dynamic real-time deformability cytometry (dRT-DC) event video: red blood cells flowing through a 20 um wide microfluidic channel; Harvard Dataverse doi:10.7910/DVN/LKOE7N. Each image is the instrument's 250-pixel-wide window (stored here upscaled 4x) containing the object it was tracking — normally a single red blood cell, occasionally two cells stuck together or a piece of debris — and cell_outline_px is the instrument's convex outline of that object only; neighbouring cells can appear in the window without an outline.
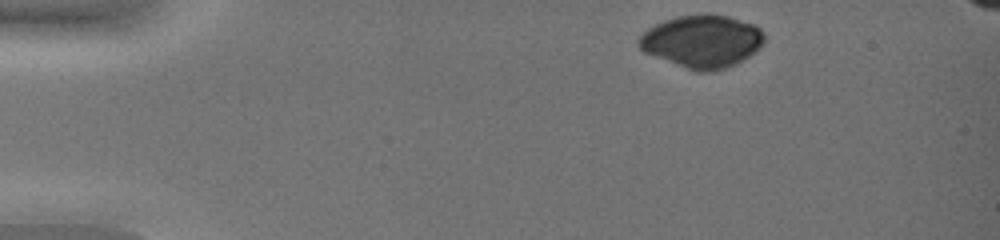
{"species": "common noctule bat (a hibernating species)", "species_latin": "Nyctalus noctula", "temperature_condition": "warm", "stored_images_in_passage": 11, "camera_frame_rate_fps": 3000, "um_per_image_px": 0.085, "animal": {"sex": "female", "body_mass_g": 19.0, "forearm_length_mm": 51.5}, "frame": {"image": 1, "passage_image": 1, "time_ms": 0.0, "image_size_px": [1000, 240], "cell_outline_px": [[764, 44], [760, 48], [736, 64], [712, 72], [696, 72], [644, 52], [636, 44], [636, 40], [648, 28], [664, 20], [676, 16], [704, 12], [712, 12], [728, 16], [756, 24], [760, 28], [764, 36]], "centroid_in_image_um": [59.68, 3.48], "position_along_channel_um": 25.3, "area_um2": 39.07}}